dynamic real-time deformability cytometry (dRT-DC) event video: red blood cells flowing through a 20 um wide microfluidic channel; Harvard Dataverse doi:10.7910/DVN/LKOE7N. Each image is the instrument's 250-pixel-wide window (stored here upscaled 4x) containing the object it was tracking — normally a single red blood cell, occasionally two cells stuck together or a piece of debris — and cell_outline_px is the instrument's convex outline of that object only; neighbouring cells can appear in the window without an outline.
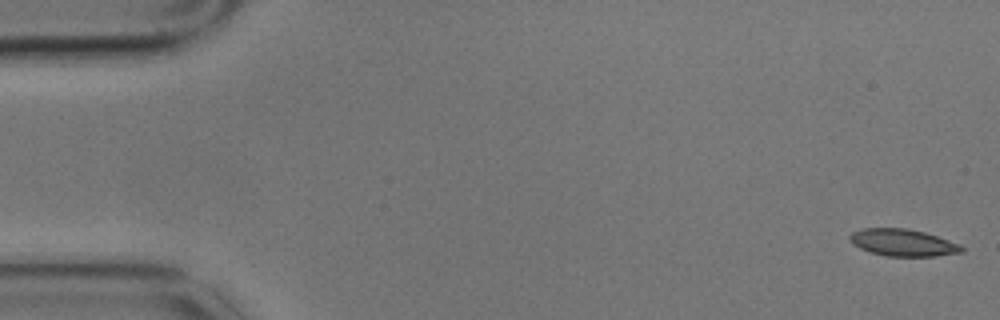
{"species": "common noctule bat (a hibernating species)", "species_latin": "Nyctalus noctula", "temperature_condition": "cold", "stored_images_in_passage": 23, "camera_frame_rate_fps": 3000, "um_per_image_px": 0.085, "animal": {"sex": "male", "body_mass_g": 17.9}, "frame": {"image": 1, "passage_image": 1, "time_ms": 0.0, "image_size_px": [1000, 320], "cell_outline_px": [[964, 252], [936, 256], [884, 256], [868, 252], [852, 244], [848, 240], [848, 236], [852, 232], [860, 228], [908, 228], [924, 232], [960, 244], [964, 248]], "centroid_in_image_um": [76.7, 20.62], "position_along_channel_um": 8.3, "area_um2": 17.86}}
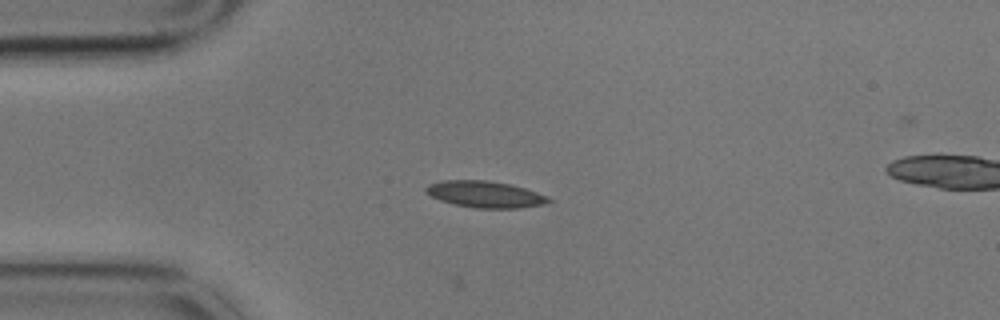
{"frame": {"image": 2, "passage_image": 14, "time_ms": 4.333, "image_size_px": [1000, 320], "cell_outline_px": [[552, 200], [544, 204], [520, 208], [476, 208], [456, 204], [440, 200], [424, 192], [424, 188], [428, 184], [440, 180], [488, 180], [508, 184], [524, 188], [548, 196]], "centroid_in_image_um": [41.2, 16.51], "position_along_channel_um": 43.8, "area_um2": 18.9}}